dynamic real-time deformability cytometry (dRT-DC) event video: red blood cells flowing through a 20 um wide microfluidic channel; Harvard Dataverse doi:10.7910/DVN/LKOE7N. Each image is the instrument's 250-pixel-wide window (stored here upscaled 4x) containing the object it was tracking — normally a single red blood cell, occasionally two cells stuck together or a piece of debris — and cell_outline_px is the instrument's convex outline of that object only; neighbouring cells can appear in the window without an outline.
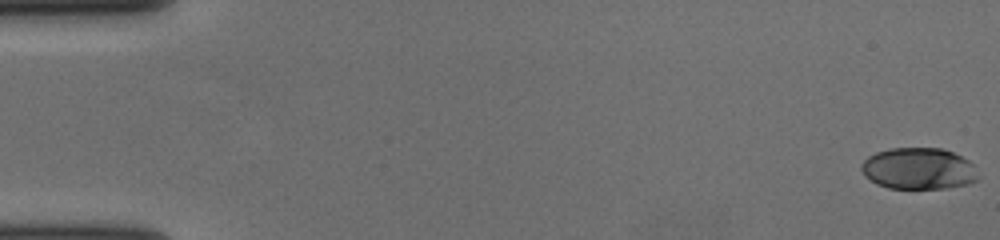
{"species": "human", "species_latin": "Homo sapiens", "temperature_condition": "cold", "stored_images_in_passage": 58, "camera_frame_rate_fps": 3000, "um_per_image_px": 0.085, "donor": {"sex": "female"}, "frame": {"image": 1, "passage_image": 1, "time_ms": 0.0, "image_size_px": [1000, 240], "cell_outline_px": [[980, 176], [976, 180], [968, 184], [948, 188], [888, 188], [876, 184], [864, 176], [860, 168], [860, 164], [868, 156], [876, 152], [892, 148], [944, 148], [968, 160], [972, 164]], "centroid_in_image_um": [78.06, 14.33], "position_along_channel_um": 6.9, "area_um2": 28.44}}
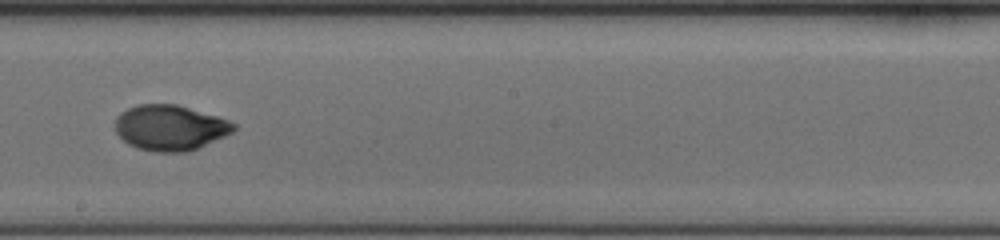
{"frame": {"image": 2, "passage_image": 34, "time_ms": 11.0, "image_size_px": [1000, 240], "cell_outline_px": [[236, 128], [232, 132], [224, 136], [188, 152], [156, 152], [136, 148], [128, 144], [116, 132], [116, 116], [120, 112], [136, 104], [176, 104], [216, 116], [228, 120], [236, 124]], "centroid_in_image_um": [14.43, 10.85], "position_along_channel_um": 233.8, "area_um2": 31.27}}
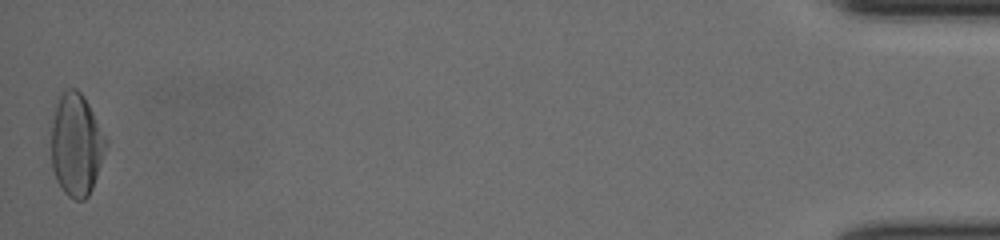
{"frame": {"image": 3, "passage_image": 58, "time_ms": 19.0, "image_size_px": [1000, 240], "cell_outline_px": [[108, 144], [92, 188], [88, 196], [84, 200], [76, 200], [68, 196], [64, 192], [56, 180], [52, 168], [52, 124], [56, 96], [64, 88], [76, 88], [84, 96], [108, 140]], "centroid_in_image_um": [6.48, 12.25], "position_along_channel_um": 428.7, "area_um2": 32.95}, "authors_computed_cell_mechanics": {"area_um2": 30.6051, "velocity_mm_per_s": 3.6243, "shape_relaxation_time_tau1_ms": 4.5717, "shape_relaxation_time_tau2_ms": 1.1549, "deformation_change_tau1": 0.1972, "deformation_change_tau2": 0.0362}}